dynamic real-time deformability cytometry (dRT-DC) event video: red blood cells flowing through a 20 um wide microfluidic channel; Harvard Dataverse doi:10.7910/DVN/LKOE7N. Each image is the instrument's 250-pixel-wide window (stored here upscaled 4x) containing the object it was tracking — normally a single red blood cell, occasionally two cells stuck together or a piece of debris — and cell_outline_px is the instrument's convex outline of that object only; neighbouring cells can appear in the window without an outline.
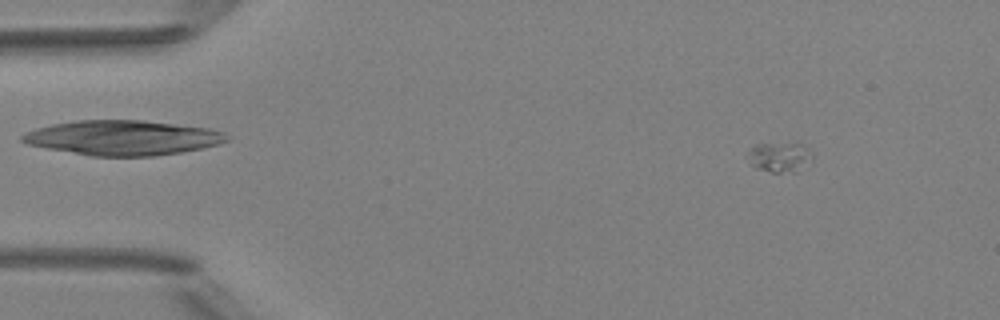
{"species": "Egyptian fruit bat (a non-hibernating species)", "species_latin": "Rousettus aegyptiacus", "temperature_condition": "room temperature", "stored_images_in_passage": 5, "camera_frame_rate_fps": 3000, "um_per_image_px": 0.085, "animal": {"sex": "female"}, "frame": {"image": 1, "passage_image": 1, "time_ms": 0.0, "image_size_px": [1000, 320], "cell_outline_px": [[812, 160], [796, 172], [772, 172], [760, 168], [752, 164], [748, 152], [756, 144], [796, 140], [808, 148], [812, 152]], "centroid_in_image_um": [66.35, 13.28], "position_along_channel_um": 18.6, "area_um2": 11.5}}
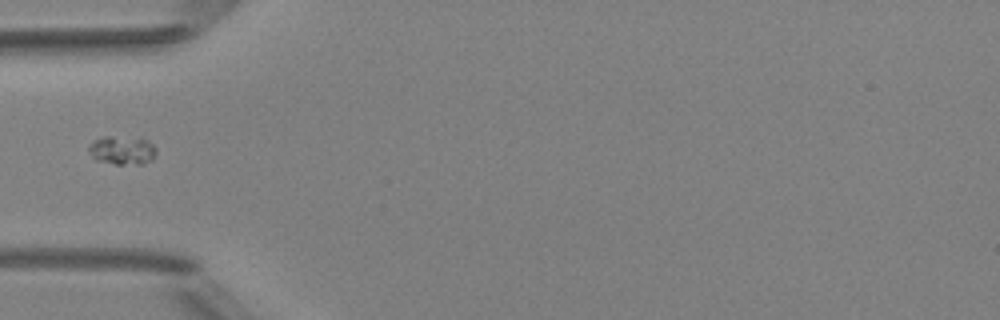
{"frame": {"image": 2, "passage_image": 4, "time_ms": 3.667, "image_size_px": [1000, 320], "cell_outline_px": [[156, 152], [152, 160], [144, 164], [116, 164], [96, 160], [92, 156], [88, 148], [88, 144], [104, 136], [140, 136], [152, 144], [156, 148]], "centroid_in_image_um": [10.41, 12.75], "position_along_channel_um": 74.6, "area_um2": 11.5}}